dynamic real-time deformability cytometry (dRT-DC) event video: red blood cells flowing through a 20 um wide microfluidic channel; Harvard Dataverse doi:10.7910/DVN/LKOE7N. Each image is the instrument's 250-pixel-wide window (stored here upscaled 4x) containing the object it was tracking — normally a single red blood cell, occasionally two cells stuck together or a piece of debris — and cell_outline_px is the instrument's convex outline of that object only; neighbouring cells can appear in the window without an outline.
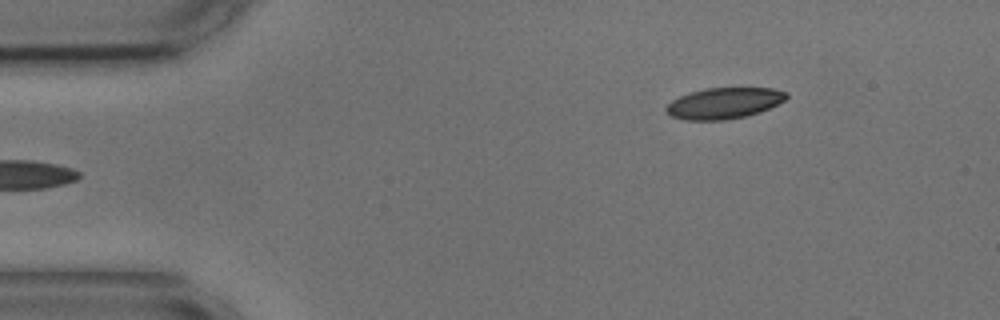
{"species": "common noctule bat (a hibernating species)", "species_latin": "Nyctalus noctula", "temperature_condition": "cold", "stored_images_in_passage": 3, "camera_frame_rate_fps": 3000, "um_per_image_px": 0.085, "animal": {"sex": "male", "body_mass_g": 17.9, "forearm_length_mm": 54.2}, "frame": {"image": 1, "passage_image": 3, "time_ms": 2.333, "image_size_px": [1000, 320], "cell_outline_px": [[788, 96], [784, 100], [760, 112], [744, 116], [724, 120], [684, 120], [672, 116], [664, 112], [664, 108], [672, 100], [680, 96], [704, 88], [772, 88], [788, 92]], "centroid_in_image_um": [61.51, 8.77], "position_along_channel_um": 23.5, "area_um2": 21.68}}